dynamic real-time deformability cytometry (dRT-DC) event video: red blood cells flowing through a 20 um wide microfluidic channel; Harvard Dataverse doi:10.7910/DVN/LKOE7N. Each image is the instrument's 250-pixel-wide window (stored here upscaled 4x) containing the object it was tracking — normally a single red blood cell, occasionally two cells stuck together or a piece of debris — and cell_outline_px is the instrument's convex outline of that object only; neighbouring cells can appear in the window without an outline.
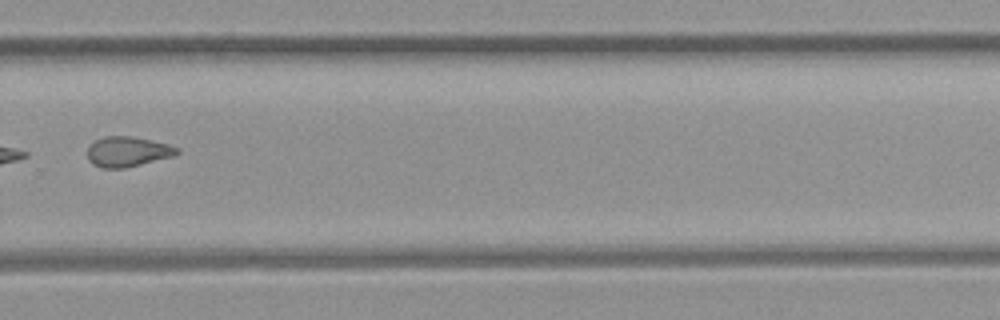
{"species": "common noctule bat (a hibernating species)", "species_latin": "Nyctalus noctula", "temperature_condition": "room temperature", "stored_images_in_passage": 31, "camera_frame_rate_fps": 3000, "um_per_image_px": 0.085, "animal": {"sex": "female", "body_mass_g": 21.9}, "frame": {"image": 1, "passage_image": 18, "time_ms": 5.667, "image_size_px": [1000, 320], "cell_outline_px": [[180, 152], [176, 156], [124, 168], [104, 168], [92, 164], [88, 160], [88, 148], [96, 140], [104, 136], [132, 136], [168, 144], [180, 148]], "centroid_in_image_um": [10.89, 12.89], "position_along_channel_um": 318.9, "area_um2": 15.78}}